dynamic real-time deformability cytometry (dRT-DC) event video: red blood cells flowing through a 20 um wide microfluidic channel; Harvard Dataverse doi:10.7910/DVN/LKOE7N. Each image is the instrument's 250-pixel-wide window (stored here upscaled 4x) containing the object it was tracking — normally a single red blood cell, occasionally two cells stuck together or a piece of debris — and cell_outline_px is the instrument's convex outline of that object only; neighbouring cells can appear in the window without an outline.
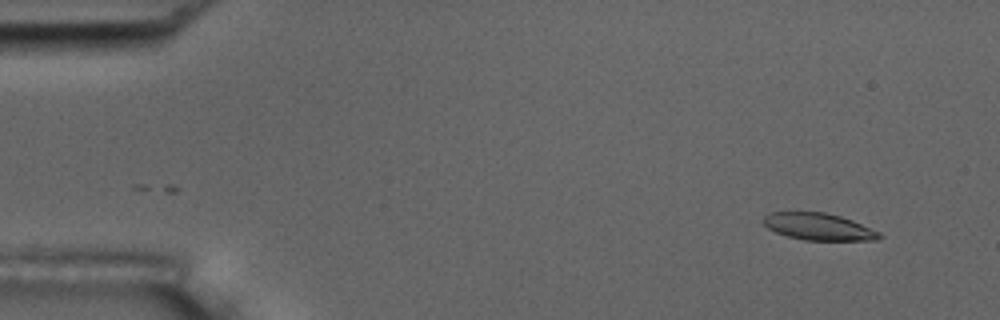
{"species": "common noctule bat (a hibernating species)", "species_latin": "Nyctalus noctula", "temperature_condition": "room temperature", "stored_images_in_passage": 2, "camera_frame_rate_fps": 3000, "um_per_image_px": 0.085, "animal": {"sex": "male", "body_mass_g": 17.5, "forearm_length_mm": 52.3}, "frame": {"image": 1, "passage_image": 2, "time_ms": 2.0, "image_size_px": [1000, 320], "cell_outline_px": [[884, 236], [876, 240], [804, 240], [788, 236], [776, 232], [768, 228], [764, 224], [764, 216], [768, 212], [824, 212], [840, 216], [852, 220], [880, 232]], "centroid_in_image_um": [69.59, 19.27], "position_along_channel_um": 15.4, "area_um2": 18.15}}